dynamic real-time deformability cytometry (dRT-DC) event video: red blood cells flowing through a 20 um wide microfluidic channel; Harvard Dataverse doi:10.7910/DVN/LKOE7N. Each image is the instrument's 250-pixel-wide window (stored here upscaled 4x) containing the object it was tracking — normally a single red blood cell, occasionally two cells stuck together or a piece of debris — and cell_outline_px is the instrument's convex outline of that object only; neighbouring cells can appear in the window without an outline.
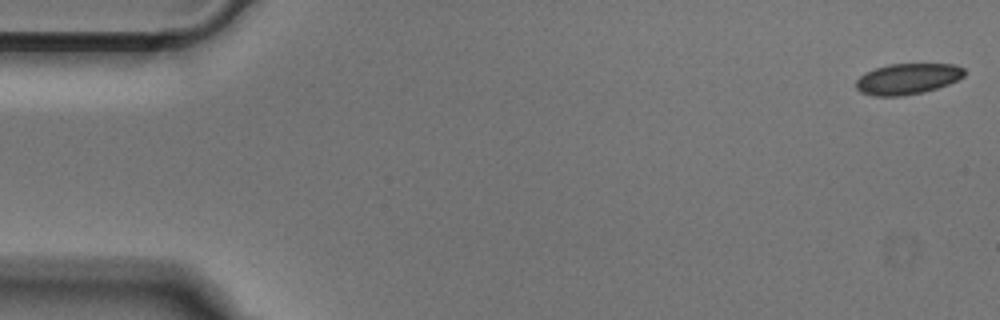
{"species": "Egyptian fruit bat (a non-hibernating species)", "species_latin": "Rousettus aegyptiacus", "temperature_condition": "cold", "stored_images_in_passage": 51, "camera_frame_rate_fps": 3000, "um_per_image_px": 0.085, "animal": {"sex": "male"}, "frame": {"image": 1, "passage_image": 1, "time_ms": 0.0, "image_size_px": [1000, 320], "cell_outline_px": [[964, 76], [948, 84], [924, 92], [900, 96], [872, 96], [860, 92], [856, 88], [856, 80], [864, 72], [888, 64], [956, 64], [964, 68]], "centroid_in_image_um": [77.11, 6.7], "position_along_channel_um": 7.9, "area_um2": 19.54}}
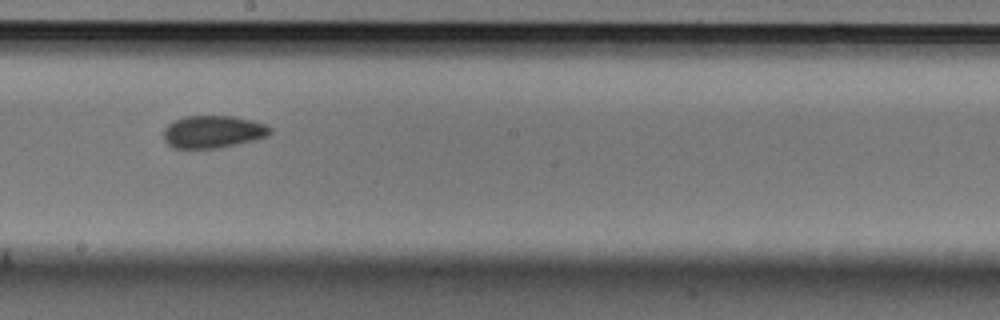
{"frame": {"image": 2, "passage_image": 28, "time_ms": 9.0, "image_size_px": [1000, 320], "cell_outline_px": [[272, 132], [268, 136], [256, 140], [220, 148], [172, 148], [164, 140], [164, 128], [168, 124], [184, 116], [232, 116], [252, 120], [268, 124], [272, 128]], "centroid_in_image_um": [18.15, 11.2], "position_along_channel_um": 230.1, "area_um2": 20.4}}
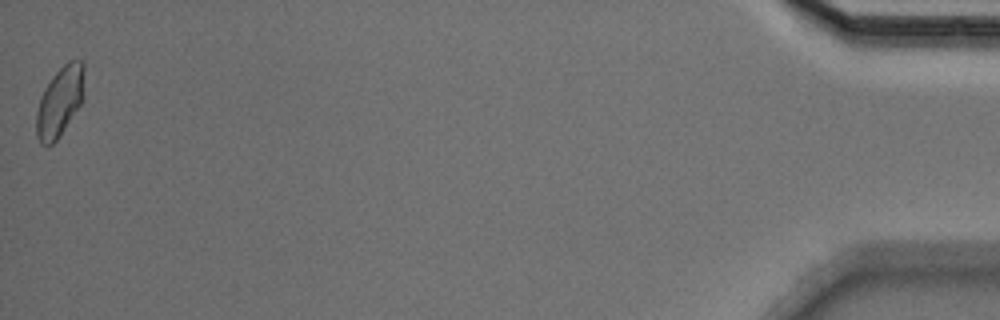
{"frame": {"image": 3, "passage_image": 51, "time_ms": 16.667, "image_size_px": [1000, 320], "cell_outline_px": [[84, 96], [80, 104], [60, 136], [52, 144], [40, 144], [36, 136], [36, 112], [40, 96], [44, 88], [52, 76], [68, 60], [84, 60]], "centroid_in_image_um": [5.08, 8.61], "position_along_channel_um": 430.1, "area_um2": 19.65}}